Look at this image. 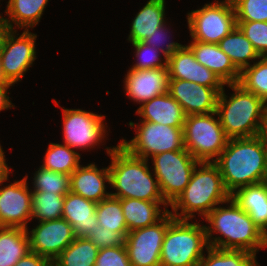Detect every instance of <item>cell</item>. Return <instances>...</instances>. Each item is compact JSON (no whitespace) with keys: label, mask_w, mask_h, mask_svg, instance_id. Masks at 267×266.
Segmentation results:
<instances>
[{"label":"cell","mask_w":267,"mask_h":266,"mask_svg":"<svg viewBox=\"0 0 267 266\" xmlns=\"http://www.w3.org/2000/svg\"><path fill=\"white\" fill-rule=\"evenodd\" d=\"M226 203L228 205L225 207L217 205L203 218L210 224L205 225L208 245L220 249L245 250L256 256L259 250L267 247V236L232 198ZM212 233L221 237H214Z\"/></svg>","instance_id":"cell-1"},{"label":"cell","mask_w":267,"mask_h":266,"mask_svg":"<svg viewBox=\"0 0 267 266\" xmlns=\"http://www.w3.org/2000/svg\"><path fill=\"white\" fill-rule=\"evenodd\" d=\"M214 163L226 190L232 195L239 188L265 182L267 148L258 136L229 139Z\"/></svg>","instance_id":"cell-2"},{"label":"cell","mask_w":267,"mask_h":266,"mask_svg":"<svg viewBox=\"0 0 267 266\" xmlns=\"http://www.w3.org/2000/svg\"><path fill=\"white\" fill-rule=\"evenodd\" d=\"M106 153L111 158L108 165L109 185L116 191L110 192V196L119 199L165 201L157 178L149 169L148 160L129 154L119 144L106 147Z\"/></svg>","instance_id":"cell-3"},{"label":"cell","mask_w":267,"mask_h":266,"mask_svg":"<svg viewBox=\"0 0 267 266\" xmlns=\"http://www.w3.org/2000/svg\"><path fill=\"white\" fill-rule=\"evenodd\" d=\"M230 198L218 166L214 162H199L185 190L170 205L172 211L169 212L176 219L192 220L195 212L204 218L217 205L226 204Z\"/></svg>","instance_id":"cell-4"},{"label":"cell","mask_w":267,"mask_h":266,"mask_svg":"<svg viewBox=\"0 0 267 266\" xmlns=\"http://www.w3.org/2000/svg\"><path fill=\"white\" fill-rule=\"evenodd\" d=\"M226 86L234 93L227 96L223 87L218 95L216 107L225 134L229 139L258 136L260 124L266 113L265 102L238 83Z\"/></svg>","instance_id":"cell-5"},{"label":"cell","mask_w":267,"mask_h":266,"mask_svg":"<svg viewBox=\"0 0 267 266\" xmlns=\"http://www.w3.org/2000/svg\"><path fill=\"white\" fill-rule=\"evenodd\" d=\"M190 221L174 218L169 223L162 243L160 266H198L209 245L205 225Z\"/></svg>","instance_id":"cell-6"},{"label":"cell","mask_w":267,"mask_h":266,"mask_svg":"<svg viewBox=\"0 0 267 266\" xmlns=\"http://www.w3.org/2000/svg\"><path fill=\"white\" fill-rule=\"evenodd\" d=\"M183 136L185 149L199 162H214L229 140L216 111L187 115Z\"/></svg>","instance_id":"cell-7"},{"label":"cell","mask_w":267,"mask_h":266,"mask_svg":"<svg viewBox=\"0 0 267 266\" xmlns=\"http://www.w3.org/2000/svg\"><path fill=\"white\" fill-rule=\"evenodd\" d=\"M129 126L135 129L136 136L129 141L123 138L119 145L135 157L149 160L162 152L185 149L183 128L149 121H130Z\"/></svg>","instance_id":"cell-8"},{"label":"cell","mask_w":267,"mask_h":266,"mask_svg":"<svg viewBox=\"0 0 267 266\" xmlns=\"http://www.w3.org/2000/svg\"><path fill=\"white\" fill-rule=\"evenodd\" d=\"M188 29L193 41L218 44L236 26L232 0H217L187 14Z\"/></svg>","instance_id":"cell-9"},{"label":"cell","mask_w":267,"mask_h":266,"mask_svg":"<svg viewBox=\"0 0 267 266\" xmlns=\"http://www.w3.org/2000/svg\"><path fill=\"white\" fill-rule=\"evenodd\" d=\"M151 160L162 196L170 206L185 190L199 161L187 149L162 152Z\"/></svg>","instance_id":"cell-10"},{"label":"cell","mask_w":267,"mask_h":266,"mask_svg":"<svg viewBox=\"0 0 267 266\" xmlns=\"http://www.w3.org/2000/svg\"><path fill=\"white\" fill-rule=\"evenodd\" d=\"M60 108L63 114L64 144L82 151L95 148L105 141L108 127L104 122L106 116L82 109H65L61 106Z\"/></svg>","instance_id":"cell-11"},{"label":"cell","mask_w":267,"mask_h":266,"mask_svg":"<svg viewBox=\"0 0 267 266\" xmlns=\"http://www.w3.org/2000/svg\"><path fill=\"white\" fill-rule=\"evenodd\" d=\"M174 218L168 211L155 224L127 233L125 247L132 266H160L162 243Z\"/></svg>","instance_id":"cell-12"},{"label":"cell","mask_w":267,"mask_h":266,"mask_svg":"<svg viewBox=\"0 0 267 266\" xmlns=\"http://www.w3.org/2000/svg\"><path fill=\"white\" fill-rule=\"evenodd\" d=\"M17 32V30H11L0 53L3 76L12 85L22 80L37 58L35 47L37 34L31 33L30 30H23L18 37Z\"/></svg>","instance_id":"cell-13"},{"label":"cell","mask_w":267,"mask_h":266,"mask_svg":"<svg viewBox=\"0 0 267 266\" xmlns=\"http://www.w3.org/2000/svg\"><path fill=\"white\" fill-rule=\"evenodd\" d=\"M26 175L19 181L0 187V227L28 229L32 220V190Z\"/></svg>","instance_id":"cell-14"},{"label":"cell","mask_w":267,"mask_h":266,"mask_svg":"<svg viewBox=\"0 0 267 266\" xmlns=\"http://www.w3.org/2000/svg\"><path fill=\"white\" fill-rule=\"evenodd\" d=\"M27 230L30 251L47 258L51 263L75 239L72 226L63 218L39 222Z\"/></svg>","instance_id":"cell-15"},{"label":"cell","mask_w":267,"mask_h":266,"mask_svg":"<svg viewBox=\"0 0 267 266\" xmlns=\"http://www.w3.org/2000/svg\"><path fill=\"white\" fill-rule=\"evenodd\" d=\"M222 90L181 79L169 80V94L180 104L186 116L215 112Z\"/></svg>","instance_id":"cell-16"},{"label":"cell","mask_w":267,"mask_h":266,"mask_svg":"<svg viewBox=\"0 0 267 266\" xmlns=\"http://www.w3.org/2000/svg\"><path fill=\"white\" fill-rule=\"evenodd\" d=\"M167 67L156 69L130 68L124 78L127 97L140 106L152 98L169 92Z\"/></svg>","instance_id":"cell-17"},{"label":"cell","mask_w":267,"mask_h":266,"mask_svg":"<svg viewBox=\"0 0 267 266\" xmlns=\"http://www.w3.org/2000/svg\"><path fill=\"white\" fill-rule=\"evenodd\" d=\"M167 69L170 79L195 82L211 88L225 86L216 74L196 60L194 53L187 45H183L167 57Z\"/></svg>","instance_id":"cell-18"},{"label":"cell","mask_w":267,"mask_h":266,"mask_svg":"<svg viewBox=\"0 0 267 266\" xmlns=\"http://www.w3.org/2000/svg\"><path fill=\"white\" fill-rule=\"evenodd\" d=\"M105 183L110 184L109 166L98 169L95 162L87 166L80 165L70 175V191L95 203L110 196Z\"/></svg>","instance_id":"cell-19"},{"label":"cell","mask_w":267,"mask_h":266,"mask_svg":"<svg viewBox=\"0 0 267 266\" xmlns=\"http://www.w3.org/2000/svg\"><path fill=\"white\" fill-rule=\"evenodd\" d=\"M187 45L196 60L216 74L226 84L238 83L240 71L231 59L219 48L218 44L203 43L191 40Z\"/></svg>","instance_id":"cell-20"},{"label":"cell","mask_w":267,"mask_h":266,"mask_svg":"<svg viewBox=\"0 0 267 266\" xmlns=\"http://www.w3.org/2000/svg\"><path fill=\"white\" fill-rule=\"evenodd\" d=\"M141 121L183 128L186 115L180 104L168 93L156 96L143 103L135 112Z\"/></svg>","instance_id":"cell-21"},{"label":"cell","mask_w":267,"mask_h":266,"mask_svg":"<svg viewBox=\"0 0 267 266\" xmlns=\"http://www.w3.org/2000/svg\"><path fill=\"white\" fill-rule=\"evenodd\" d=\"M96 206L97 203L71 191L65 195L62 218L72 226L76 237H86L98 224Z\"/></svg>","instance_id":"cell-22"},{"label":"cell","mask_w":267,"mask_h":266,"mask_svg":"<svg viewBox=\"0 0 267 266\" xmlns=\"http://www.w3.org/2000/svg\"><path fill=\"white\" fill-rule=\"evenodd\" d=\"M161 205L164 209H161ZM165 201H144L134 198L121 199L122 212L128 232L155 224L168 211Z\"/></svg>","instance_id":"cell-23"},{"label":"cell","mask_w":267,"mask_h":266,"mask_svg":"<svg viewBox=\"0 0 267 266\" xmlns=\"http://www.w3.org/2000/svg\"><path fill=\"white\" fill-rule=\"evenodd\" d=\"M231 198L267 236V182L239 188Z\"/></svg>","instance_id":"cell-24"},{"label":"cell","mask_w":267,"mask_h":266,"mask_svg":"<svg viewBox=\"0 0 267 266\" xmlns=\"http://www.w3.org/2000/svg\"><path fill=\"white\" fill-rule=\"evenodd\" d=\"M165 0H149L134 17L128 41L136 43L149 38L159 27L166 23Z\"/></svg>","instance_id":"cell-25"},{"label":"cell","mask_w":267,"mask_h":266,"mask_svg":"<svg viewBox=\"0 0 267 266\" xmlns=\"http://www.w3.org/2000/svg\"><path fill=\"white\" fill-rule=\"evenodd\" d=\"M49 0H9L6 6L5 20L12 30L15 27L29 30L38 25Z\"/></svg>","instance_id":"cell-26"},{"label":"cell","mask_w":267,"mask_h":266,"mask_svg":"<svg viewBox=\"0 0 267 266\" xmlns=\"http://www.w3.org/2000/svg\"><path fill=\"white\" fill-rule=\"evenodd\" d=\"M218 46L240 72L261 57L237 26L218 43Z\"/></svg>","instance_id":"cell-27"},{"label":"cell","mask_w":267,"mask_h":266,"mask_svg":"<svg viewBox=\"0 0 267 266\" xmlns=\"http://www.w3.org/2000/svg\"><path fill=\"white\" fill-rule=\"evenodd\" d=\"M29 251L26 229L0 227V266H14Z\"/></svg>","instance_id":"cell-28"},{"label":"cell","mask_w":267,"mask_h":266,"mask_svg":"<svg viewBox=\"0 0 267 266\" xmlns=\"http://www.w3.org/2000/svg\"><path fill=\"white\" fill-rule=\"evenodd\" d=\"M99 248L85 237H75L52 262V266H94Z\"/></svg>","instance_id":"cell-29"},{"label":"cell","mask_w":267,"mask_h":266,"mask_svg":"<svg viewBox=\"0 0 267 266\" xmlns=\"http://www.w3.org/2000/svg\"><path fill=\"white\" fill-rule=\"evenodd\" d=\"M81 155L66 144L50 143L42 168L71 175L80 166Z\"/></svg>","instance_id":"cell-30"},{"label":"cell","mask_w":267,"mask_h":266,"mask_svg":"<svg viewBox=\"0 0 267 266\" xmlns=\"http://www.w3.org/2000/svg\"><path fill=\"white\" fill-rule=\"evenodd\" d=\"M198 266H260L256 256L245 250L206 248Z\"/></svg>","instance_id":"cell-31"},{"label":"cell","mask_w":267,"mask_h":266,"mask_svg":"<svg viewBox=\"0 0 267 266\" xmlns=\"http://www.w3.org/2000/svg\"><path fill=\"white\" fill-rule=\"evenodd\" d=\"M96 216L101 227L118 232L126 238L128 228L122 212L121 199L109 196L97 203Z\"/></svg>","instance_id":"cell-32"},{"label":"cell","mask_w":267,"mask_h":266,"mask_svg":"<svg viewBox=\"0 0 267 266\" xmlns=\"http://www.w3.org/2000/svg\"><path fill=\"white\" fill-rule=\"evenodd\" d=\"M65 195L32 191L31 218H36L39 222L61 219Z\"/></svg>","instance_id":"cell-33"},{"label":"cell","mask_w":267,"mask_h":266,"mask_svg":"<svg viewBox=\"0 0 267 266\" xmlns=\"http://www.w3.org/2000/svg\"><path fill=\"white\" fill-rule=\"evenodd\" d=\"M238 84L254 93L264 102L267 101V56L260 57L251 66L240 72Z\"/></svg>","instance_id":"cell-34"},{"label":"cell","mask_w":267,"mask_h":266,"mask_svg":"<svg viewBox=\"0 0 267 266\" xmlns=\"http://www.w3.org/2000/svg\"><path fill=\"white\" fill-rule=\"evenodd\" d=\"M40 168L35 171L32 181L33 191H41L56 194L70 192V175Z\"/></svg>","instance_id":"cell-35"},{"label":"cell","mask_w":267,"mask_h":266,"mask_svg":"<svg viewBox=\"0 0 267 266\" xmlns=\"http://www.w3.org/2000/svg\"><path fill=\"white\" fill-rule=\"evenodd\" d=\"M135 50V57L137 59L135 64H132V69H156L167 67V57L163 52L156 49L153 46L148 45L147 43L136 42L131 43ZM163 55V60L162 56Z\"/></svg>","instance_id":"cell-36"},{"label":"cell","mask_w":267,"mask_h":266,"mask_svg":"<svg viewBox=\"0 0 267 266\" xmlns=\"http://www.w3.org/2000/svg\"><path fill=\"white\" fill-rule=\"evenodd\" d=\"M237 27L261 57L267 56V22L236 21Z\"/></svg>","instance_id":"cell-37"},{"label":"cell","mask_w":267,"mask_h":266,"mask_svg":"<svg viewBox=\"0 0 267 266\" xmlns=\"http://www.w3.org/2000/svg\"><path fill=\"white\" fill-rule=\"evenodd\" d=\"M236 21L267 22V0H232Z\"/></svg>","instance_id":"cell-38"},{"label":"cell","mask_w":267,"mask_h":266,"mask_svg":"<svg viewBox=\"0 0 267 266\" xmlns=\"http://www.w3.org/2000/svg\"><path fill=\"white\" fill-rule=\"evenodd\" d=\"M94 266H132L125 245L99 249Z\"/></svg>","instance_id":"cell-39"},{"label":"cell","mask_w":267,"mask_h":266,"mask_svg":"<svg viewBox=\"0 0 267 266\" xmlns=\"http://www.w3.org/2000/svg\"><path fill=\"white\" fill-rule=\"evenodd\" d=\"M85 238L99 249L125 245V238L120 233L107 230L99 224L95 225Z\"/></svg>","instance_id":"cell-40"},{"label":"cell","mask_w":267,"mask_h":266,"mask_svg":"<svg viewBox=\"0 0 267 266\" xmlns=\"http://www.w3.org/2000/svg\"><path fill=\"white\" fill-rule=\"evenodd\" d=\"M166 25L167 24L165 23L164 25L159 27L149 38L144 39L143 42L147 43L150 46L155 47L156 49L163 52L166 57H168L177 50H179L183 46V44L174 41L173 42L169 41V43L165 44L164 41L167 42L168 38L170 37L167 36L168 35L167 33L170 32H168L169 30Z\"/></svg>","instance_id":"cell-41"},{"label":"cell","mask_w":267,"mask_h":266,"mask_svg":"<svg viewBox=\"0 0 267 266\" xmlns=\"http://www.w3.org/2000/svg\"><path fill=\"white\" fill-rule=\"evenodd\" d=\"M14 266H52V263L47 258L29 251Z\"/></svg>","instance_id":"cell-42"},{"label":"cell","mask_w":267,"mask_h":266,"mask_svg":"<svg viewBox=\"0 0 267 266\" xmlns=\"http://www.w3.org/2000/svg\"><path fill=\"white\" fill-rule=\"evenodd\" d=\"M13 86L10 83H0V111L13 108L15 105L11 103L10 97L7 95L9 87Z\"/></svg>","instance_id":"cell-43"},{"label":"cell","mask_w":267,"mask_h":266,"mask_svg":"<svg viewBox=\"0 0 267 266\" xmlns=\"http://www.w3.org/2000/svg\"><path fill=\"white\" fill-rule=\"evenodd\" d=\"M5 158V152L2 150V146L0 144V185H3V182L5 183V181L8 180L9 174L11 173V168L8 167Z\"/></svg>","instance_id":"cell-44"},{"label":"cell","mask_w":267,"mask_h":266,"mask_svg":"<svg viewBox=\"0 0 267 266\" xmlns=\"http://www.w3.org/2000/svg\"><path fill=\"white\" fill-rule=\"evenodd\" d=\"M11 27L5 18L0 14V53L4 46L7 35L11 32Z\"/></svg>","instance_id":"cell-45"},{"label":"cell","mask_w":267,"mask_h":266,"mask_svg":"<svg viewBox=\"0 0 267 266\" xmlns=\"http://www.w3.org/2000/svg\"><path fill=\"white\" fill-rule=\"evenodd\" d=\"M262 144L267 148V114L265 113L264 119L260 124V129L258 133Z\"/></svg>","instance_id":"cell-46"},{"label":"cell","mask_w":267,"mask_h":266,"mask_svg":"<svg viewBox=\"0 0 267 266\" xmlns=\"http://www.w3.org/2000/svg\"><path fill=\"white\" fill-rule=\"evenodd\" d=\"M0 83H8L3 76V73L1 70V63H0Z\"/></svg>","instance_id":"cell-47"},{"label":"cell","mask_w":267,"mask_h":266,"mask_svg":"<svg viewBox=\"0 0 267 266\" xmlns=\"http://www.w3.org/2000/svg\"><path fill=\"white\" fill-rule=\"evenodd\" d=\"M265 109H266V114H267V101L265 102Z\"/></svg>","instance_id":"cell-48"}]
</instances>
